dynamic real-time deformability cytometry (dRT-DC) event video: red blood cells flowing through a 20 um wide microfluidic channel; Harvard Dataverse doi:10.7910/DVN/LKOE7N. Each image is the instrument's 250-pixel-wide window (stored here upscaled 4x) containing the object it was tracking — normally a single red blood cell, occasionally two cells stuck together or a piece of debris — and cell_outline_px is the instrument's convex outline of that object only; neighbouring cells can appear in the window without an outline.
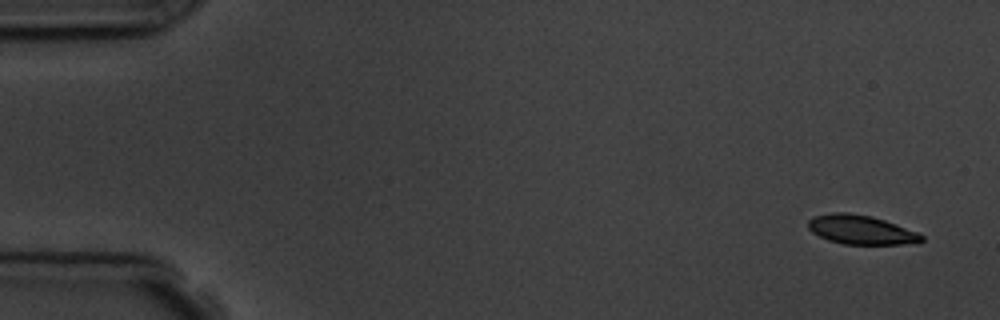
{"species": "common noctule bat (a hibernating species)", "species_latin": "Nyctalus noctula", "temperature_condition": "room temperature", "stored_images_in_passage": 5, "camera_frame_rate_fps": 3000, "um_per_image_px": 0.085, "animal": {"sex": "male", "body_mass_g": 19.5, "forearm_length_mm": 54.6}, "frame": {"image": 1, "passage_image": 1, "time_ms": 0.0, "image_size_px": [1000, 320], "cell_outline_px": [[924, 240], [916, 244], [844, 244], [828, 240], [812, 232], [808, 228], [808, 220], [812, 216], [832, 212], [848, 212], [872, 216], [884, 220], [916, 232], [924, 236]], "centroid_in_image_um": [73.16, 19.52], "position_along_channel_um": 11.8, "area_um2": 19.31}}
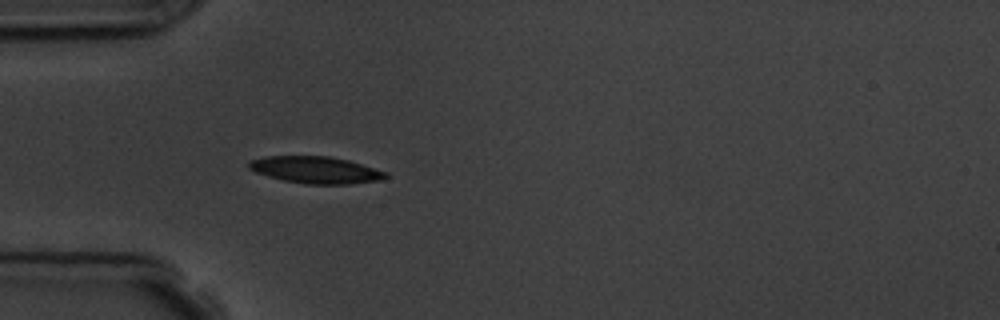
{"frame": {"image": 2, "passage_image": 5, "time_ms": 4.667, "image_size_px": [1000, 320], "cell_outline_px": [[388, 176], [384, 180], [348, 184], [304, 184], [284, 180], [268, 176], [256, 172], [248, 168], [248, 160], [264, 156], [328, 156], [348, 160], [388, 172]], "centroid_in_image_um": [26.84, 14.44], "position_along_channel_um": 58.2, "area_um2": 21.56}}